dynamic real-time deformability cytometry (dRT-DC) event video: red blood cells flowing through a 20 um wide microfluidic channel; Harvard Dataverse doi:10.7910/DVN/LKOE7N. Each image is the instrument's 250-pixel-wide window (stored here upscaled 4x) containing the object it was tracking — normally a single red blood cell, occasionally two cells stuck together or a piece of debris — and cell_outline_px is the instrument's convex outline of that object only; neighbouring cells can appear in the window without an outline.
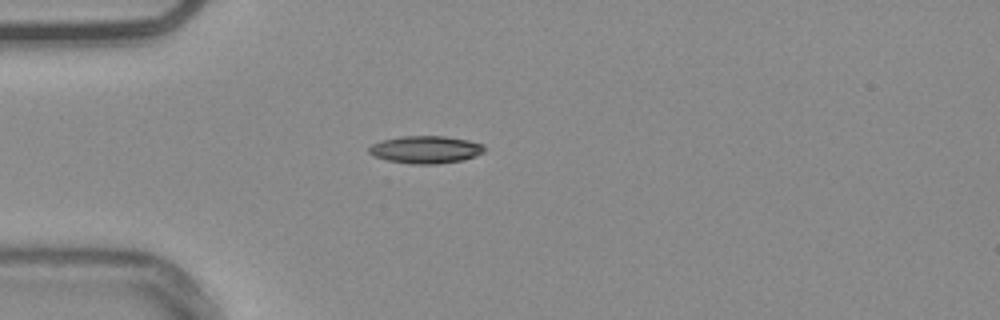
{"species": "common noctule bat (a hibernating species)", "species_latin": "Nyctalus noctula", "temperature_condition": "warm", "stored_images_in_passage": 40, "camera_frame_rate_fps": 3000, "um_per_image_px": 0.085, "animal": {"sex": "male", "body_mass_g": 20.4}, "frame": {"image": 1, "passage_image": 1, "time_ms": 0.0, "image_size_px": [1000, 320], "cell_outline_px": [[484, 152], [476, 156], [464, 160], [436, 164], [412, 164], [388, 160], [376, 156], [368, 152], [368, 148], [372, 144], [380, 140], [400, 136], [444, 136], [468, 140], [484, 144]], "centroid_in_image_um": [36.2, 12.71], "position_along_channel_um": 48.8, "area_um2": 18.55}}
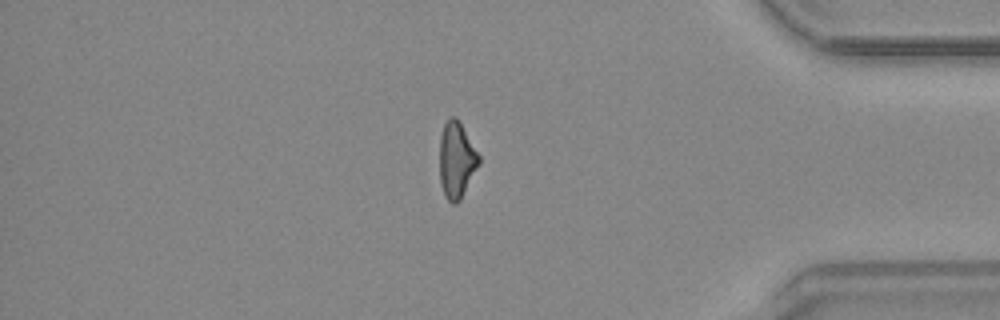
{"frame": {"image": 2, "passage_image": 32, "time_ms": 10.333, "image_size_px": [1000, 320], "cell_outline_px": [[480, 164], [460, 200], [456, 204], [452, 204], [444, 196], [440, 184], [440, 136], [444, 124], [452, 116], [456, 116], [480, 156]], "centroid_in_image_um": [38.8, 13.63], "position_along_channel_um": 396.4, "area_um2": 17.46}}
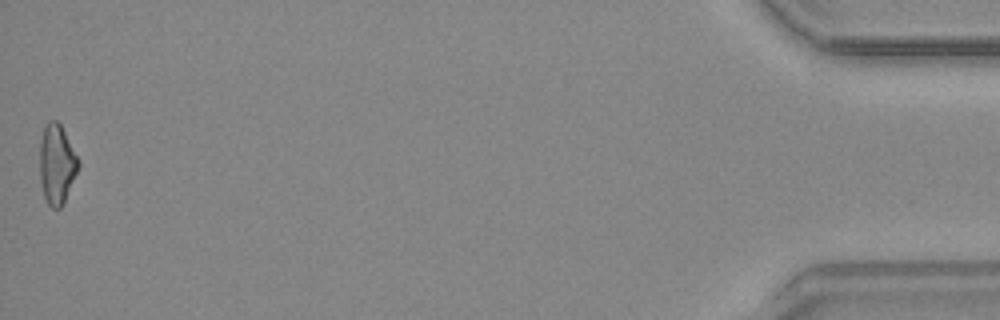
{"frame": {"image": 3, "passage_image": 40, "time_ms": 13.0, "image_size_px": [1000, 320], "cell_outline_px": [[80, 164], [64, 200], [60, 208], [52, 208], [48, 204], [44, 196], [40, 184], [40, 140], [44, 128], [48, 120], [56, 120], [60, 124], [80, 160]], "centroid_in_image_um": [4.81, 13.93], "position_along_channel_um": 430.4, "area_um2": 17.74}}